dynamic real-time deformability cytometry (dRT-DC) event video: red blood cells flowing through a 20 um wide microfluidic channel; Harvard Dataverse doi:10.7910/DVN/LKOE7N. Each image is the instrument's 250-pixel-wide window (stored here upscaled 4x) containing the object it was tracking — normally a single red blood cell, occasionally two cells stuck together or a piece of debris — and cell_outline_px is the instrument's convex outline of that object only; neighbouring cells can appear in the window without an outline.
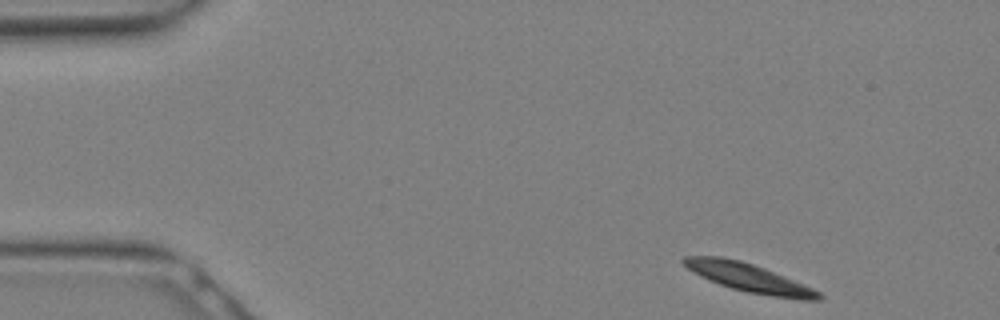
{"species": "Egyptian fruit bat (a non-hibernating species)", "species_latin": "Rousettus aegyptiacus", "temperature_condition": "warm", "stored_images_in_passage": 18, "camera_frame_rate_fps": 3000, "um_per_image_px": 0.085, "animal": {"sex": "female"}, "frame": {"image": 1, "passage_image": 1, "time_ms": 0.0, "image_size_px": [1000, 320], "cell_outline_px": [[824, 296], [820, 300], [800, 300], [772, 296], [748, 292], [732, 288], [720, 284], [700, 276], [692, 272], [680, 260], [684, 256], [720, 256], [740, 260], [764, 268], [784, 276], [812, 288], [820, 292]], "centroid_in_image_um": [63.65, 23.61], "position_along_channel_um": 21.3, "area_um2": 22.2}}
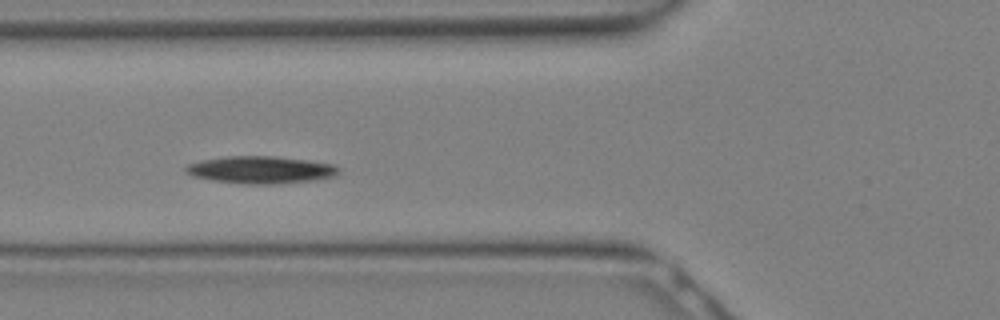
{"frame": {"image": 2, "passage_image": 9, "time_ms": 2.667, "image_size_px": [1000, 320], "cell_outline_px": [[340, 172], [336, 176], [316, 180], [272, 184], [248, 184], [212, 180], [192, 176], [184, 172], [184, 168], [188, 164], [200, 160], [224, 156], [272, 156], [308, 160], [332, 164], [340, 168]], "centroid_in_image_um": [22.15, 14.43], "position_along_channel_um": 103.6, "area_um2": 24.51}}
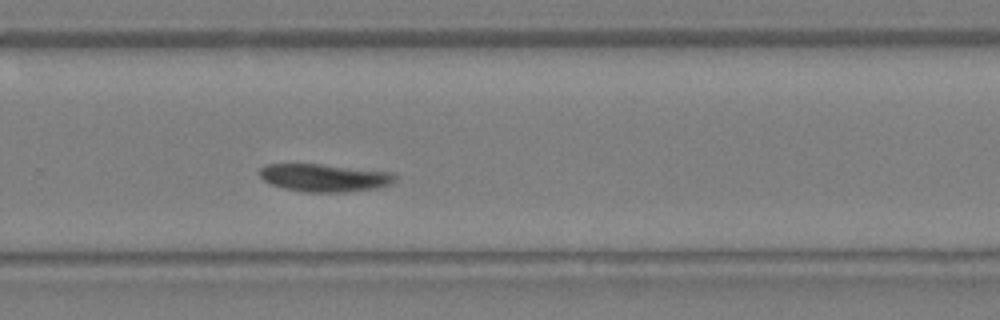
{"frame": {"image": 3, "passage_image": 18, "time_ms": 5.667, "image_size_px": [1000, 320], "cell_outline_px": [[396, 180], [392, 184], [380, 188], [348, 192], [304, 192], [284, 188], [272, 184], [264, 180], [260, 176], [260, 168], [268, 164], [320, 164], [392, 172], [396, 176]], "centroid_in_image_um": [27.63, 15.12], "position_along_channel_um": 302.2, "area_um2": 21.96}}